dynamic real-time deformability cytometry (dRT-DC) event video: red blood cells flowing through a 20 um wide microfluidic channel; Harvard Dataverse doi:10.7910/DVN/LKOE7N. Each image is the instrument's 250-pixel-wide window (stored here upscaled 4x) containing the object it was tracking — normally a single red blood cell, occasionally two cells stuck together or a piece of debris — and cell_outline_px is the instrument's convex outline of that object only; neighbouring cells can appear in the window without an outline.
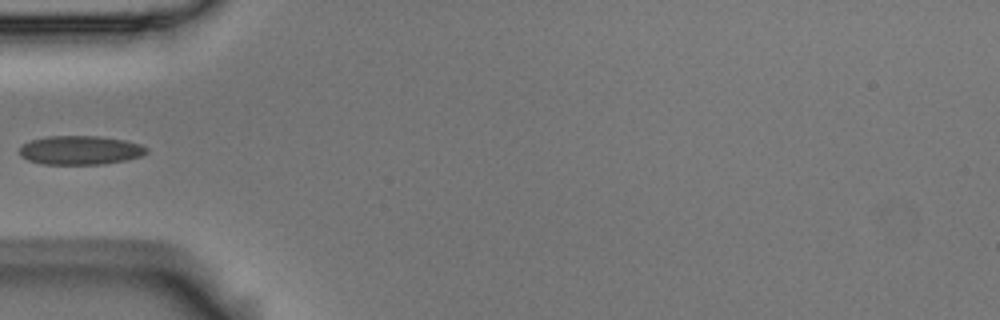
{"species": "Egyptian fruit bat (a non-hibernating species)", "species_latin": "Rousettus aegyptiacus", "temperature_condition": "room temperature", "stored_images_in_passage": 4, "camera_frame_rate_fps": 3000, "um_per_image_px": 0.085, "animal": {"sex": "male"}, "frame": {"image": 1, "passage_image": 1, "time_ms": 0.0, "image_size_px": [1000, 320], "cell_outline_px": [[148, 152], [144, 156], [128, 160], [104, 164], [44, 164], [28, 160], [20, 156], [20, 148], [24, 144], [32, 140], [44, 136], [100, 136], [124, 140], [140, 144], [148, 148]], "centroid_in_image_um": [6.87, 12.77], "position_along_channel_um": 78.1, "area_um2": 21.56}}
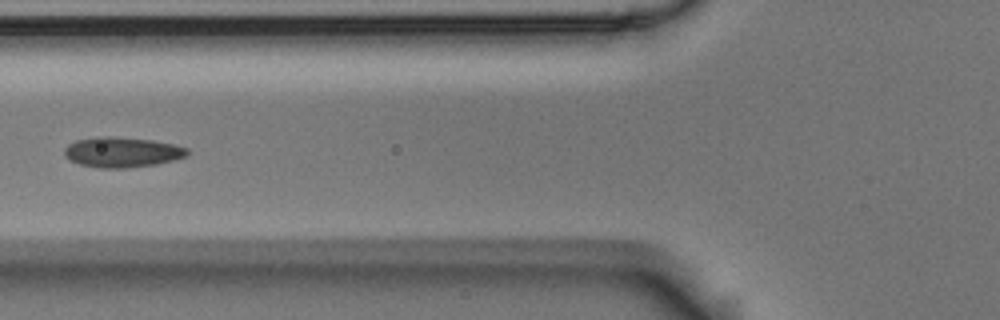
{"frame": {"image": 2, "passage_image": 2, "time_ms": 0.333, "image_size_px": [1000, 320], "cell_outline_px": [[188, 156], [156, 164], [124, 168], [100, 168], [80, 164], [68, 160], [64, 156], [64, 148], [68, 144], [76, 140], [96, 136], [116, 136], [152, 140], [172, 144], [188, 148]], "centroid_in_image_um": [10.33, 12.92], "position_along_channel_um": 115.5, "area_um2": 21.79}}